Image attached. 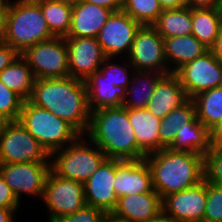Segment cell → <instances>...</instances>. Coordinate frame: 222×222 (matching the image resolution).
I'll list each match as a JSON object with an SVG mask.
<instances>
[{
    "label": "cell",
    "instance_id": "cell-9",
    "mask_svg": "<svg viewBox=\"0 0 222 222\" xmlns=\"http://www.w3.org/2000/svg\"><path fill=\"white\" fill-rule=\"evenodd\" d=\"M48 210V222L82 209L86 203L84 184L55 175L49 171L41 199Z\"/></svg>",
    "mask_w": 222,
    "mask_h": 222
},
{
    "label": "cell",
    "instance_id": "cell-46",
    "mask_svg": "<svg viewBox=\"0 0 222 222\" xmlns=\"http://www.w3.org/2000/svg\"><path fill=\"white\" fill-rule=\"evenodd\" d=\"M149 222H178L169 214H166L163 210L156 215L152 220Z\"/></svg>",
    "mask_w": 222,
    "mask_h": 222
},
{
    "label": "cell",
    "instance_id": "cell-22",
    "mask_svg": "<svg viewBox=\"0 0 222 222\" xmlns=\"http://www.w3.org/2000/svg\"><path fill=\"white\" fill-rule=\"evenodd\" d=\"M129 122L134 129V135L139 148L146 154L160 150L159 127L161 119L146 108H127Z\"/></svg>",
    "mask_w": 222,
    "mask_h": 222
},
{
    "label": "cell",
    "instance_id": "cell-10",
    "mask_svg": "<svg viewBox=\"0 0 222 222\" xmlns=\"http://www.w3.org/2000/svg\"><path fill=\"white\" fill-rule=\"evenodd\" d=\"M126 58L137 71L170 73L165 58L164 39L153 26L145 25L137 30Z\"/></svg>",
    "mask_w": 222,
    "mask_h": 222
},
{
    "label": "cell",
    "instance_id": "cell-4",
    "mask_svg": "<svg viewBox=\"0 0 222 222\" xmlns=\"http://www.w3.org/2000/svg\"><path fill=\"white\" fill-rule=\"evenodd\" d=\"M55 37L35 0H11L6 14L5 40L19 54Z\"/></svg>",
    "mask_w": 222,
    "mask_h": 222
},
{
    "label": "cell",
    "instance_id": "cell-8",
    "mask_svg": "<svg viewBox=\"0 0 222 222\" xmlns=\"http://www.w3.org/2000/svg\"><path fill=\"white\" fill-rule=\"evenodd\" d=\"M21 56L28 62L35 79L69 76L65 37H53L27 48Z\"/></svg>",
    "mask_w": 222,
    "mask_h": 222
},
{
    "label": "cell",
    "instance_id": "cell-26",
    "mask_svg": "<svg viewBox=\"0 0 222 222\" xmlns=\"http://www.w3.org/2000/svg\"><path fill=\"white\" fill-rule=\"evenodd\" d=\"M222 27V9L193 8L192 32L202 44L210 49L216 41Z\"/></svg>",
    "mask_w": 222,
    "mask_h": 222
},
{
    "label": "cell",
    "instance_id": "cell-49",
    "mask_svg": "<svg viewBox=\"0 0 222 222\" xmlns=\"http://www.w3.org/2000/svg\"><path fill=\"white\" fill-rule=\"evenodd\" d=\"M103 222H124V221L118 220L112 217L110 214H108L106 218L103 220Z\"/></svg>",
    "mask_w": 222,
    "mask_h": 222
},
{
    "label": "cell",
    "instance_id": "cell-32",
    "mask_svg": "<svg viewBox=\"0 0 222 222\" xmlns=\"http://www.w3.org/2000/svg\"><path fill=\"white\" fill-rule=\"evenodd\" d=\"M122 10L141 26H152L163 8L158 0H123Z\"/></svg>",
    "mask_w": 222,
    "mask_h": 222
},
{
    "label": "cell",
    "instance_id": "cell-35",
    "mask_svg": "<svg viewBox=\"0 0 222 222\" xmlns=\"http://www.w3.org/2000/svg\"><path fill=\"white\" fill-rule=\"evenodd\" d=\"M205 180L222 187V149L212 147L204 155Z\"/></svg>",
    "mask_w": 222,
    "mask_h": 222
},
{
    "label": "cell",
    "instance_id": "cell-6",
    "mask_svg": "<svg viewBox=\"0 0 222 222\" xmlns=\"http://www.w3.org/2000/svg\"><path fill=\"white\" fill-rule=\"evenodd\" d=\"M18 121L51 154L81 134L67 121L25 100Z\"/></svg>",
    "mask_w": 222,
    "mask_h": 222
},
{
    "label": "cell",
    "instance_id": "cell-43",
    "mask_svg": "<svg viewBox=\"0 0 222 222\" xmlns=\"http://www.w3.org/2000/svg\"><path fill=\"white\" fill-rule=\"evenodd\" d=\"M163 9L187 7V0H158Z\"/></svg>",
    "mask_w": 222,
    "mask_h": 222
},
{
    "label": "cell",
    "instance_id": "cell-25",
    "mask_svg": "<svg viewBox=\"0 0 222 222\" xmlns=\"http://www.w3.org/2000/svg\"><path fill=\"white\" fill-rule=\"evenodd\" d=\"M164 75L165 74L158 72L135 70L126 90L123 107L129 109L146 108L158 81Z\"/></svg>",
    "mask_w": 222,
    "mask_h": 222
},
{
    "label": "cell",
    "instance_id": "cell-40",
    "mask_svg": "<svg viewBox=\"0 0 222 222\" xmlns=\"http://www.w3.org/2000/svg\"><path fill=\"white\" fill-rule=\"evenodd\" d=\"M222 6V0H187V7L193 8H216Z\"/></svg>",
    "mask_w": 222,
    "mask_h": 222
},
{
    "label": "cell",
    "instance_id": "cell-34",
    "mask_svg": "<svg viewBox=\"0 0 222 222\" xmlns=\"http://www.w3.org/2000/svg\"><path fill=\"white\" fill-rule=\"evenodd\" d=\"M24 101L0 80V115L5 121H18Z\"/></svg>",
    "mask_w": 222,
    "mask_h": 222
},
{
    "label": "cell",
    "instance_id": "cell-16",
    "mask_svg": "<svg viewBox=\"0 0 222 222\" xmlns=\"http://www.w3.org/2000/svg\"><path fill=\"white\" fill-rule=\"evenodd\" d=\"M115 159L107 158L84 183V198L88 206L111 214L118 203L114 191Z\"/></svg>",
    "mask_w": 222,
    "mask_h": 222
},
{
    "label": "cell",
    "instance_id": "cell-12",
    "mask_svg": "<svg viewBox=\"0 0 222 222\" xmlns=\"http://www.w3.org/2000/svg\"><path fill=\"white\" fill-rule=\"evenodd\" d=\"M50 162L0 163V175L20 202L21 196L43 197Z\"/></svg>",
    "mask_w": 222,
    "mask_h": 222
},
{
    "label": "cell",
    "instance_id": "cell-2",
    "mask_svg": "<svg viewBox=\"0 0 222 222\" xmlns=\"http://www.w3.org/2000/svg\"><path fill=\"white\" fill-rule=\"evenodd\" d=\"M85 135L105 153L107 158L141 160L146 157L137 144L127 108L123 106L92 111Z\"/></svg>",
    "mask_w": 222,
    "mask_h": 222
},
{
    "label": "cell",
    "instance_id": "cell-1",
    "mask_svg": "<svg viewBox=\"0 0 222 222\" xmlns=\"http://www.w3.org/2000/svg\"><path fill=\"white\" fill-rule=\"evenodd\" d=\"M29 101L67 121L81 135L87 133L91 111L85 81L70 76L36 79Z\"/></svg>",
    "mask_w": 222,
    "mask_h": 222
},
{
    "label": "cell",
    "instance_id": "cell-39",
    "mask_svg": "<svg viewBox=\"0 0 222 222\" xmlns=\"http://www.w3.org/2000/svg\"><path fill=\"white\" fill-rule=\"evenodd\" d=\"M19 55L10 45H0V72L10 66Z\"/></svg>",
    "mask_w": 222,
    "mask_h": 222
},
{
    "label": "cell",
    "instance_id": "cell-29",
    "mask_svg": "<svg viewBox=\"0 0 222 222\" xmlns=\"http://www.w3.org/2000/svg\"><path fill=\"white\" fill-rule=\"evenodd\" d=\"M196 118L194 102L189 98L181 106L174 108L160 121V150L169 148L175 140L176 133L185 127L186 123Z\"/></svg>",
    "mask_w": 222,
    "mask_h": 222
},
{
    "label": "cell",
    "instance_id": "cell-27",
    "mask_svg": "<svg viewBox=\"0 0 222 222\" xmlns=\"http://www.w3.org/2000/svg\"><path fill=\"white\" fill-rule=\"evenodd\" d=\"M0 80L24 100H29L36 79L28 62L20 54L10 66L0 72Z\"/></svg>",
    "mask_w": 222,
    "mask_h": 222
},
{
    "label": "cell",
    "instance_id": "cell-31",
    "mask_svg": "<svg viewBox=\"0 0 222 222\" xmlns=\"http://www.w3.org/2000/svg\"><path fill=\"white\" fill-rule=\"evenodd\" d=\"M41 7L50 32L55 37H66L71 27L72 5L61 0H35Z\"/></svg>",
    "mask_w": 222,
    "mask_h": 222
},
{
    "label": "cell",
    "instance_id": "cell-37",
    "mask_svg": "<svg viewBox=\"0 0 222 222\" xmlns=\"http://www.w3.org/2000/svg\"><path fill=\"white\" fill-rule=\"evenodd\" d=\"M107 215L103 210L85 205L75 213L61 216L52 222H103Z\"/></svg>",
    "mask_w": 222,
    "mask_h": 222
},
{
    "label": "cell",
    "instance_id": "cell-13",
    "mask_svg": "<svg viewBox=\"0 0 222 222\" xmlns=\"http://www.w3.org/2000/svg\"><path fill=\"white\" fill-rule=\"evenodd\" d=\"M140 27L141 25L125 11L112 12L97 36L105 56L121 58V55H125L124 57H127Z\"/></svg>",
    "mask_w": 222,
    "mask_h": 222
},
{
    "label": "cell",
    "instance_id": "cell-24",
    "mask_svg": "<svg viewBox=\"0 0 222 222\" xmlns=\"http://www.w3.org/2000/svg\"><path fill=\"white\" fill-rule=\"evenodd\" d=\"M212 148L210 130L197 117L185 124L175 135L169 147L172 151H182L205 155Z\"/></svg>",
    "mask_w": 222,
    "mask_h": 222
},
{
    "label": "cell",
    "instance_id": "cell-45",
    "mask_svg": "<svg viewBox=\"0 0 222 222\" xmlns=\"http://www.w3.org/2000/svg\"><path fill=\"white\" fill-rule=\"evenodd\" d=\"M212 53L222 62V27L215 44L210 48Z\"/></svg>",
    "mask_w": 222,
    "mask_h": 222
},
{
    "label": "cell",
    "instance_id": "cell-44",
    "mask_svg": "<svg viewBox=\"0 0 222 222\" xmlns=\"http://www.w3.org/2000/svg\"><path fill=\"white\" fill-rule=\"evenodd\" d=\"M17 211L19 210L0 207V222H17L14 216Z\"/></svg>",
    "mask_w": 222,
    "mask_h": 222
},
{
    "label": "cell",
    "instance_id": "cell-3",
    "mask_svg": "<svg viewBox=\"0 0 222 222\" xmlns=\"http://www.w3.org/2000/svg\"><path fill=\"white\" fill-rule=\"evenodd\" d=\"M144 160L151 172L153 189L161 199L205 179L204 156L200 154L163 148L146 155Z\"/></svg>",
    "mask_w": 222,
    "mask_h": 222
},
{
    "label": "cell",
    "instance_id": "cell-28",
    "mask_svg": "<svg viewBox=\"0 0 222 222\" xmlns=\"http://www.w3.org/2000/svg\"><path fill=\"white\" fill-rule=\"evenodd\" d=\"M152 26L163 39L189 35L192 32V9L189 7L163 9Z\"/></svg>",
    "mask_w": 222,
    "mask_h": 222
},
{
    "label": "cell",
    "instance_id": "cell-18",
    "mask_svg": "<svg viewBox=\"0 0 222 222\" xmlns=\"http://www.w3.org/2000/svg\"><path fill=\"white\" fill-rule=\"evenodd\" d=\"M162 211V199L153 189L151 192L121 196L110 214L124 222H149Z\"/></svg>",
    "mask_w": 222,
    "mask_h": 222
},
{
    "label": "cell",
    "instance_id": "cell-33",
    "mask_svg": "<svg viewBox=\"0 0 222 222\" xmlns=\"http://www.w3.org/2000/svg\"><path fill=\"white\" fill-rule=\"evenodd\" d=\"M113 59L114 57H106L103 64L99 68V71L106 77L107 80L114 83L115 86L118 85L127 89L130 84V81L132 80V75L134 74L135 69L129 63L128 59H126L125 57L124 60L123 57L121 58L122 59L121 61H123L124 63V64L121 63V65H120L121 61L119 59L116 58L117 64L113 61Z\"/></svg>",
    "mask_w": 222,
    "mask_h": 222
},
{
    "label": "cell",
    "instance_id": "cell-11",
    "mask_svg": "<svg viewBox=\"0 0 222 222\" xmlns=\"http://www.w3.org/2000/svg\"><path fill=\"white\" fill-rule=\"evenodd\" d=\"M175 74L188 98L222 86V62L209 49L206 53L183 65Z\"/></svg>",
    "mask_w": 222,
    "mask_h": 222
},
{
    "label": "cell",
    "instance_id": "cell-36",
    "mask_svg": "<svg viewBox=\"0 0 222 222\" xmlns=\"http://www.w3.org/2000/svg\"><path fill=\"white\" fill-rule=\"evenodd\" d=\"M204 222H222V187L209 182Z\"/></svg>",
    "mask_w": 222,
    "mask_h": 222
},
{
    "label": "cell",
    "instance_id": "cell-5",
    "mask_svg": "<svg viewBox=\"0 0 222 222\" xmlns=\"http://www.w3.org/2000/svg\"><path fill=\"white\" fill-rule=\"evenodd\" d=\"M106 159L98 146L86 135H80L74 142L50 154V170L57 176L84 184Z\"/></svg>",
    "mask_w": 222,
    "mask_h": 222
},
{
    "label": "cell",
    "instance_id": "cell-15",
    "mask_svg": "<svg viewBox=\"0 0 222 222\" xmlns=\"http://www.w3.org/2000/svg\"><path fill=\"white\" fill-rule=\"evenodd\" d=\"M68 49L69 76L86 81L106 59L97 38L65 37Z\"/></svg>",
    "mask_w": 222,
    "mask_h": 222
},
{
    "label": "cell",
    "instance_id": "cell-14",
    "mask_svg": "<svg viewBox=\"0 0 222 222\" xmlns=\"http://www.w3.org/2000/svg\"><path fill=\"white\" fill-rule=\"evenodd\" d=\"M207 202V181L162 199V210L178 222H204Z\"/></svg>",
    "mask_w": 222,
    "mask_h": 222
},
{
    "label": "cell",
    "instance_id": "cell-50",
    "mask_svg": "<svg viewBox=\"0 0 222 222\" xmlns=\"http://www.w3.org/2000/svg\"><path fill=\"white\" fill-rule=\"evenodd\" d=\"M61 1L73 6V5L79 4L83 0H61Z\"/></svg>",
    "mask_w": 222,
    "mask_h": 222
},
{
    "label": "cell",
    "instance_id": "cell-21",
    "mask_svg": "<svg viewBox=\"0 0 222 222\" xmlns=\"http://www.w3.org/2000/svg\"><path fill=\"white\" fill-rule=\"evenodd\" d=\"M90 111L102 108L122 107L126 88L115 86L100 72L96 71L86 81Z\"/></svg>",
    "mask_w": 222,
    "mask_h": 222
},
{
    "label": "cell",
    "instance_id": "cell-41",
    "mask_svg": "<svg viewBox=\"0 0 222 222\" xmlns=\"http://www.w3.org/2000/svg\"><path fill=\"white\" fill-rule=\"evenodd\" d=\"M83 1L91 4H96L104 8H108L113 12L122 10L123 6V0H83Z\"/></svg>",
    "mask_w": 222,
    "mask_h": 222
},
{
    "label": "cell",
    "instance_id": "cell-38",
    "mask_svg": "<svg viewBox=\"0 0 222 222\" xmlns=\"http://www.w3.org/2000/svg\"><path fill=\"white\" fill-rule=\"evenodd\" d=\"M22 202H19L9 185L0 175V207L18 210Z\"/></svg>",
    "mask_w": 222,
    "mask_h": 222
},
{
    "label": "cell",
    "instance_id": "cell-48",
    "mask_svg": "<svg viewBox=\"0 0 222 222\" xmlns=\"http://www.w3.org/2000/svg\"><path fill=\"white\" fill-rule=\"evenodd\" d=\"M11 0H0V15H6Z\"/></svg>",
    "mask_w": 222,
    "mask_h": 222
},
{
    "label": "cell",
    "instance_id": "cell-47",
    "mask_svg": "<svg viewBox=\"0 0 222 222\" xmlns=\"http://www.w3.org/2000/svg\"><path fill=\"white\" fill-rule=\"evenodd\" d=\"M5 25H6V15H0V45L4 44Z\"/></svg>",
    "mask_w": 222,
    "mask_h": 222
},
{
    "label": "cell",
    "instance_id": "cell-17",
    "mask_svg": "<svg viewBox=\"0 0 222 222\" xmlns=\"http://www.w3.org/2000/svg\"><path fill=\"white\" fill-rule=\"evenodd\" d=\"M114 191L117 197L142 194L153 190L147 162L115 159Z\"/></svg>",
    "mask_w": 222,
    "mask_h": 222
},
{
    "label": "cell",
    "instance_id": "cell-42",
    "mask_svg": "<svg viewBox=\"0 0 222 222\" xmlns=\"http://www.w3.org/2000/svg\"><path fill=\"white\" fill-rule=\"evenodd\" d=\"M211 146L215 148L222 147V120L217 123L211 130Z\"/></svg>",
    "mask_w": 222,
    "mask_h": 222
},
{
    "label": "cell",
    "instance_id": "cell-51",
    "mask_svg": "<svg viewBox=\"0 0 222 222\" xmlns=\"http://www.w3.org/2000/svg\"><path fill=\"white\" fill-rule=\"evenodd\" d=\"M6 121L3 119V117L0 115V129L3 127L4 123Z\"/></svg>",
    "mask_w": 222,
    "mask_h": 222
},
{
    "label": "cell",
    "instance_id": "cell-23",
    "mask_svg": "<svg viewBox=\"0 0 222 222\" xmlns=\"http://www.w3.org/2000/svg\"><path fill=\"white\" fill-rule=\"evenodd\" d=\"M165 58L170 73L206 53L209 49L194 35L164 38Z\"/></svg>",
    "mask_w": 222,
    "mask_h": 222
},
{
    "label": "cell",
    "instance_id": "cell-19",
    "mask_svg": "<svg viewBox=\"0 0 222 222\" xmlns=\"http://www.w3.org/2000/svg\"><path fill=\"white\" fill-rule=\"evenodd\" d=\"M112 12L108 8L85 1L73 5L71 27L66 37L97 38Z\"/></svg>",
    "mask_w": 222,
    "mask_h": 222
},
{
    "label": "cell",
    "instance_id": "cell-30",
    "mask_svg": "<svg viewBox=\"0 0 222 222\" xmlns=\"http://www.w3.org/2000/svg\"><path fill=\"white\" fill-rule=\"evenodd\" d=\"M191 99L197 119L209 130L222 120V86L203 91Z\"/></svg>",
    "mask_w": 222,
    "mask_h": 222
},
{
    "label": "cell",
    "instance_id": "cell-20",
    "mask_svg": "<svg viewBox=\"0 0 222 222\" xmlns=\"http://www.w3.org/2000/svg\"><path fill=\"white\" fill-rule=\"evenodd\" d=\"M188 99L177 75L169 73L158 81L146 109L156 117L163 119L169 112L181 106Z\"/></svg>",
    "mask_w": 222,
    "mask_h": 222
},
{
    "label": "cell",
    "instance_id": "cell-7",
    "mask_svg": "<svg viewBox=\"0 0 222 222\" xmlns=\"http://www.w3.org/2000/svg\"><path fill=\"white\" fill-rule=\"evenodd\" d=\"M50 162V154L19 121L0 129V163Z\"/></svg>",
    "mask_w": 222,
    "mask_h": 222
}]
</instances>
